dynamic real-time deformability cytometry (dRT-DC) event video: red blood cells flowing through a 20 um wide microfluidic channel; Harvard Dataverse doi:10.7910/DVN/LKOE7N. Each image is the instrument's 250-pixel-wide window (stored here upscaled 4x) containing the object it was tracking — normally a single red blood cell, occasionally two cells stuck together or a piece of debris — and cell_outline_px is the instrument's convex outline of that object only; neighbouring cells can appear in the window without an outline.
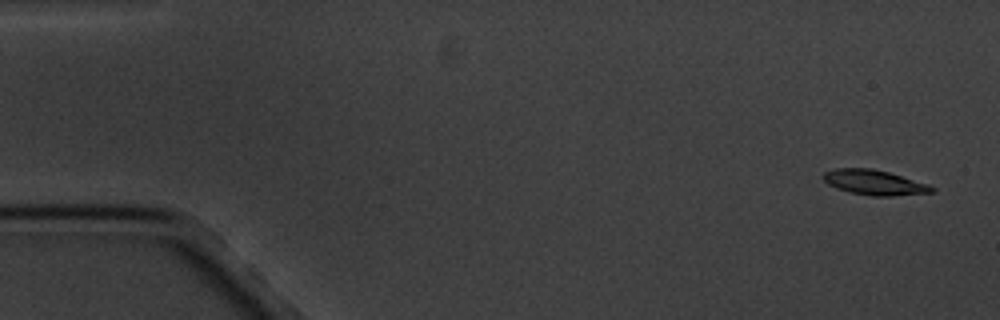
{"species": "common noctule bat (a hibernating species)", "species_latin": "Nyctalus noctula", "temperature_condition": "cold", "stored_images_in_passage": 5, "camera_frame_rate_fps": 3000, "um_per_image_px": 0.085, "animal": {"sex": "male", "body_mass_g": 20.1, "forearm_length_mm": 53.5}, "frame": {"image": 1, "passage_image": 1, "time_ms": 0.0, "image_size_px": [1000, 320], "cell_outline_px": [[936, 192], [892, 196], [872, 196], [848, 192], [836, 188], [828, 184], [820, 176], [824, 172], [836, 168], [872, 168], [888, 172], [928, 184], [936, 188]], "centroid_in_image_um": [74.3, 15.51], "position_along_channel_um": 10.7, "area_um2": 15.95}}
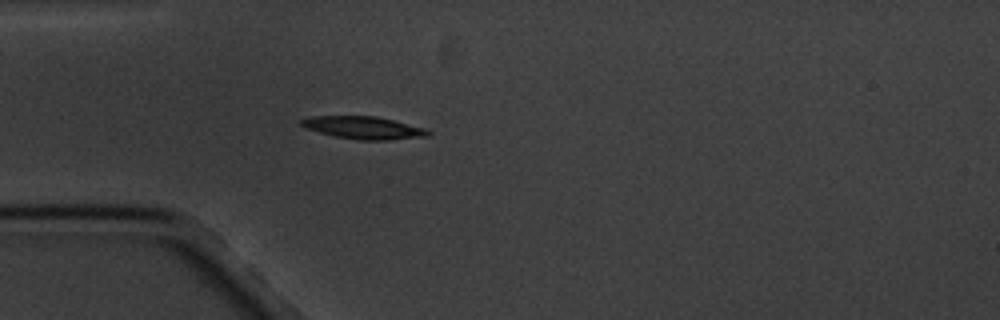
{"frame": {"image": 2, "passage_image": 5, "time_ms": 4.667, "image_size_px": [1000, 320], "cell_outline_px": [[432, 132], [428, 136], [388, 140], [360, 140], [336, 136], [320, 132], [308, 128], [300, 124], [300, 120], [312, 116], [376, 116], [424, 128]], "centroid_in_image_um": [30.92, 10.85], "position_along_channel_um": 54.1, "area_um2": 16.36}}